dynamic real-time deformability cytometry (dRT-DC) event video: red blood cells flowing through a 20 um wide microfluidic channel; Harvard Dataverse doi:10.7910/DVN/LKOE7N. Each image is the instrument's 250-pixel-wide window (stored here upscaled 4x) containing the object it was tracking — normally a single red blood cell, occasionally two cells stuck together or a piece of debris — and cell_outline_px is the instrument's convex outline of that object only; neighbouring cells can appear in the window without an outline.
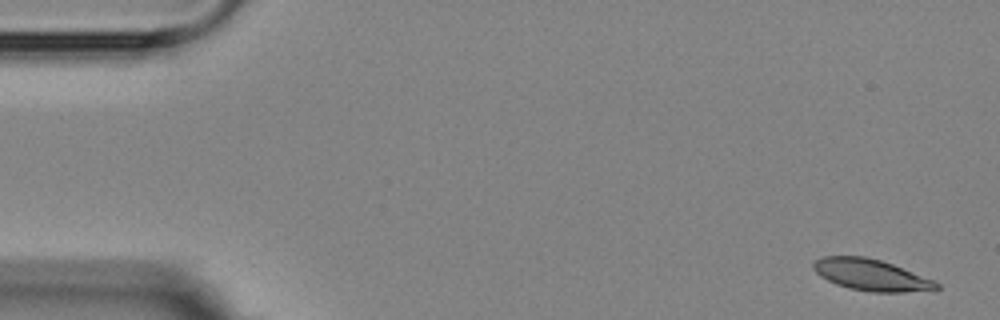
{"species": "Egyptian fruit bat (a non-hibernating species)", "species_latin": "Rousettus aegyptiacus", "temperature_condition": "room temperature", "stored_images_in_passage": 6, "camera_frame_rate_fps": 3000, "um_per_image_px": 0.085, "animal": {"sex": "female"}, "frame": {"image": 1, "passage_image": 1, "time_ms": 0.0, "image_size_px": [1000, 320], "cell_outline_px": [[940, 288], [904, 292], [872, 292], [848, 288], [836, 284], [820, 276], [812, 268], [812, 264], [820, 256], [864, 256], [880, 260], [892, 264], [932, 280], [940, 284]], "centroid_in_image_um": [73.97, 23.36], "position_along_channel_um": 11.0, "area_um2": 22.25}}
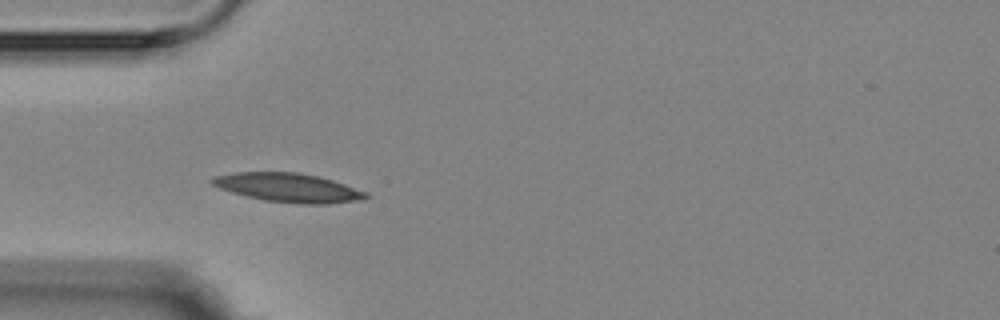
{"frame": {"image": 2, "passage_image": 5, "time_ms": 4.667, "image_size_px": [1000, 320], "cell_outline_px": [[368, 196], [364, 200], [328, 204], [300, 204], [264, 200], [232, 192], [220, 188], [212, 184], [208, 180], [212, 176], [236, 172], [296, 172], [316, 176], [332, 180], [368, 192]], "centroid_in_image_um": [24.51, 15.95], "position_along_channel_um": 60.5, "area_um2": 25.89}}
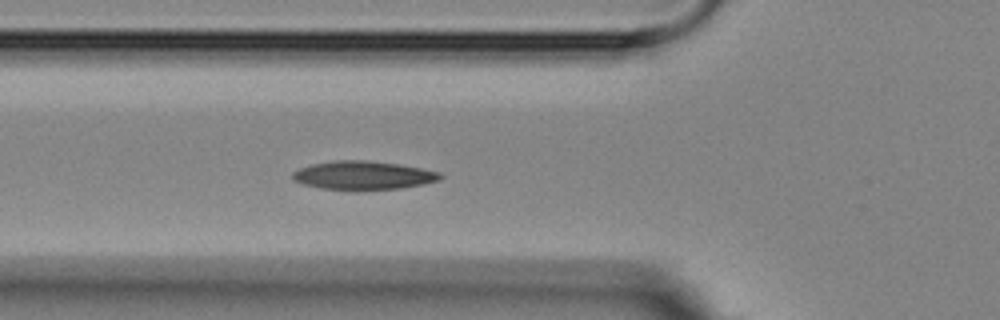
{"frame": {"image": 3, "passage_image": 6, "time_ms": 5.667, "image_size_px": [1000, 320], "cell_outline_px": [[444, 176], [440, 180], [424, 184], [400, 188], [320, 188], [304, 184], [292, 180], [292, 172], [300, 168], [312, 164], [332, 160], [368, 160], [400, 164], [440, 172]], "centroid_in_image_um": [30.89, 14.87], "position_along_channel_um": 94.9, "area_um2": 24.1}}